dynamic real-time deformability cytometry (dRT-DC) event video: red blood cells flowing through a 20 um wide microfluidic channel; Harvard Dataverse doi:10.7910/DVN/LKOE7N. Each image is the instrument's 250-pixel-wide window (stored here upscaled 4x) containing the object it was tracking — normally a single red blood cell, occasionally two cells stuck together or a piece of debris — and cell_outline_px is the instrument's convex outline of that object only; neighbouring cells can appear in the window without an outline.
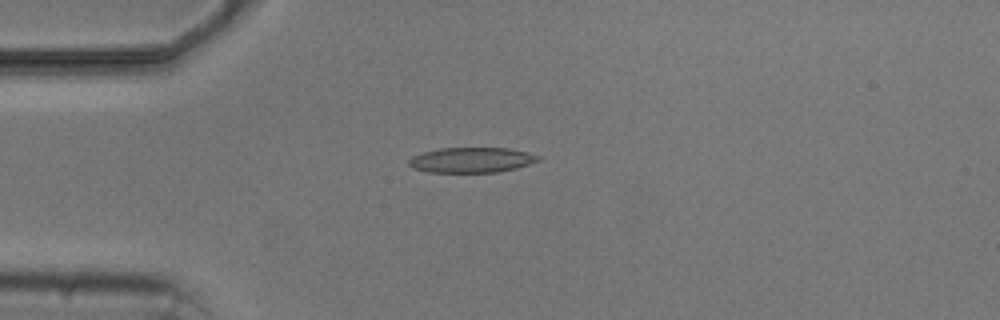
{"species": "common noctule bat (a hibernating species)", "species_latin": "Nyctalus noctula", "temperature_condition": "cold", "stored_images_in_passage": 5, "camera_frame_rate_fps": 3000, "um_per_image_px": 0.085, "animal": {"sex": "male", "body_mass_g": 20.5, "forearm_length_mm": 52.5}, "frame": {"image": 1, "passage_image": 3, "time_ms": 2.333, "image_size_px": [1000, 320], "cell_outline_px": [[540, 160], [516, 168], [496, 172], [428, 172], [412, 168], [408, 164], [408, 160], [412, 156], [424, 152], [440, 148], [508, 148], [540, 156]], "centroid_in_image_um": [40.04, 13.6], "position_along_channel_um": 45.0, "area_um2": 18.84}}
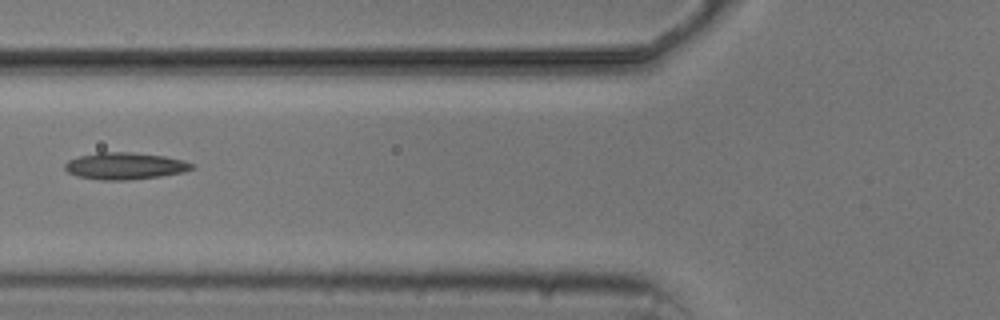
{"frame": {"image": 2, "passage_image": 5, "time_ms": 4.667, "image_size_px": [1000, 320], "cell_outline_px": [[196, 168], [184, 172], [160, 176], [128, 180], [100, 180], [76, 176], [68, 172], [64, 168], [64, 164], [68, 160], [80, 156], [96, 152], [132, 152], [164, 156], [184, 160], [196, 164]], "centroid_in_image_um": [10.65, 14.1], "position_along_channel_um": 115.2, "area_um2": 20.11}}